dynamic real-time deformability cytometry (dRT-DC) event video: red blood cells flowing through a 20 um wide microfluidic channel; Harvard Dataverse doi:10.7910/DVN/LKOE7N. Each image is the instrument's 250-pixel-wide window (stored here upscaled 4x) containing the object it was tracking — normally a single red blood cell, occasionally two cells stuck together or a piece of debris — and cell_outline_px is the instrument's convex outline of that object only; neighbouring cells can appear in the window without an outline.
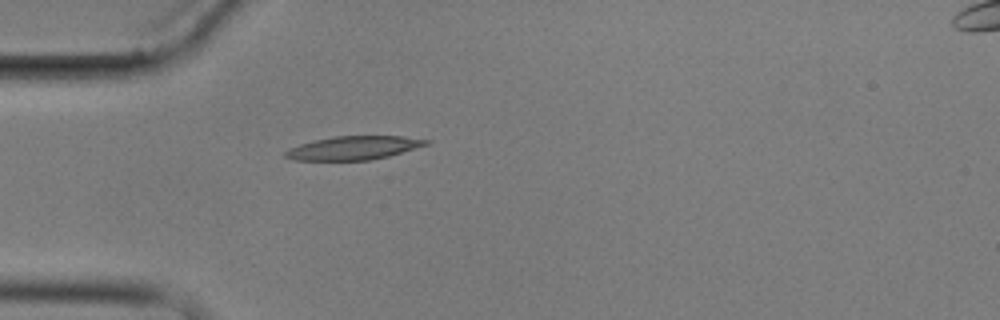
{"species": "common noctule bat (a hibernating species)", "species_latin": "Nyctalus noctula", "temperature_condition": "cold", "stored_images_in_passage": 4, "camera_frame_rate_fps": 3000, "um_per_image_px": 0.085, "animal": {"sex": "male", "body_mass_g": 17.9}, "frame": {"image": 1, "passage_image": 4, "time_ms": 3.667, "image_size_px": [1000, 320], "cell_outline_px": [[432, 140], [428, 144], [388, 156], [372, 160], [292, 160], [284, 156], [284, 152], [288, 148], [300, 144], [332, 136], [404, 136]], "centroid_in_image_um": [30.04, 12.57], "position_along_channel_um": 55.0, "area_um2": 19.31}}